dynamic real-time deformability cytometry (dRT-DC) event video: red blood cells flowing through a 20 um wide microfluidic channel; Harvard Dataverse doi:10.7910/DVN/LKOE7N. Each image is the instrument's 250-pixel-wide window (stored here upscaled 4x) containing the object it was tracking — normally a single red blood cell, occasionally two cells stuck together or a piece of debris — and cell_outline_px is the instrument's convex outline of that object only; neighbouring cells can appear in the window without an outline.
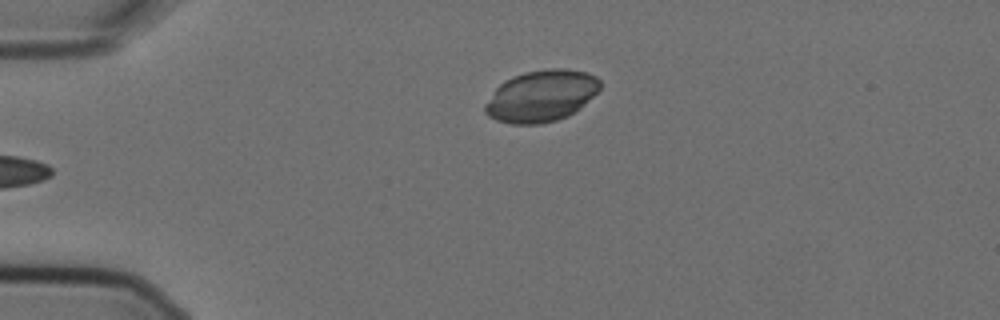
{"species": "Egyptian fruit bat (a non-hibernating species)", "species_latin": "Rousettus aegyptiacus", "temperature_condition": "cold", "stored_images_in_passage": 4, "camera_frame_rate_fps": 3000, "um_per_image_px": 0.085, "animal": {"sex": "female"}, "frame": {"image": 1, "passage_image": 4, "time_ms": 1.0, "image_size_px": [1000, 320], "cell_outline_px": [[600, 88], [580, 108], [568, 116], [556, 120], [540, 124], [512, 124], [496, 120], [488, 116], [484, 112], [484, 104], [496, 88], [504, 80], [512, 76], [524, 72], [548, 68], [564, 68], [588, 72], [596, 76], [600, 80]], "centroid_in_image_um": [45.99, 8.15], "position_along_channel_um": 39.0, "area_um2": 34.74}}